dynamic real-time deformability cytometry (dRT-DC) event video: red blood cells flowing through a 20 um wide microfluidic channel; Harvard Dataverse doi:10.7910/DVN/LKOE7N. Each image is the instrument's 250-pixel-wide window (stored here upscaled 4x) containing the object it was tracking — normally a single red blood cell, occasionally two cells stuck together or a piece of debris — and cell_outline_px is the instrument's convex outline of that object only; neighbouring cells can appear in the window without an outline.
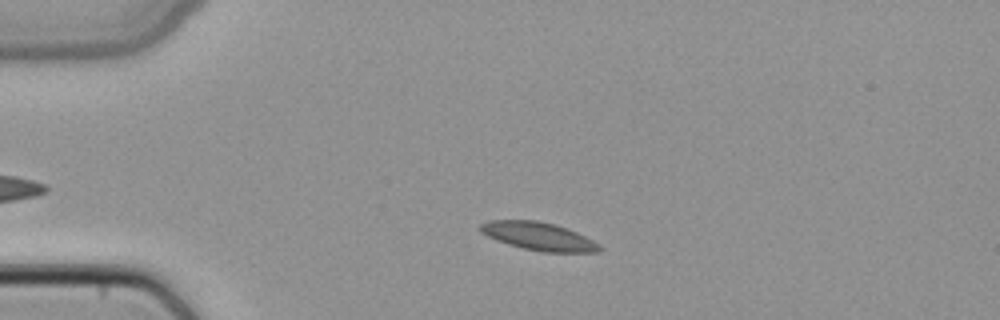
{"species": "common noctule bat (a hibernating species)", "species_latin": "Nyctalus noctula", "temperature_condition": "cold", "stored_images_in_passage": 2, "camera_frame_rate_fps": 3000, "um_per_image_px": 0.085, "animal": {"sex": "female", "body_mass_g": 22.7, "forearm_length_mm": 54.2}, "frame": {"image": 1, "passage_image": 1, "time_ms": 0.0, "image_size_px": [1000, 320], "cell_outline_px": [[604, 248], [600, 252], [544, 252], [524, 248], [508, 244], [496, 240], [480, 232], [480, 224], [488, 220], [536, 220], [568, 228], [600, 244]], "centroid_in_image_um": [45.79, 20.08], "position_along_channel_um": 39.2, "area_um2": 19.42}}